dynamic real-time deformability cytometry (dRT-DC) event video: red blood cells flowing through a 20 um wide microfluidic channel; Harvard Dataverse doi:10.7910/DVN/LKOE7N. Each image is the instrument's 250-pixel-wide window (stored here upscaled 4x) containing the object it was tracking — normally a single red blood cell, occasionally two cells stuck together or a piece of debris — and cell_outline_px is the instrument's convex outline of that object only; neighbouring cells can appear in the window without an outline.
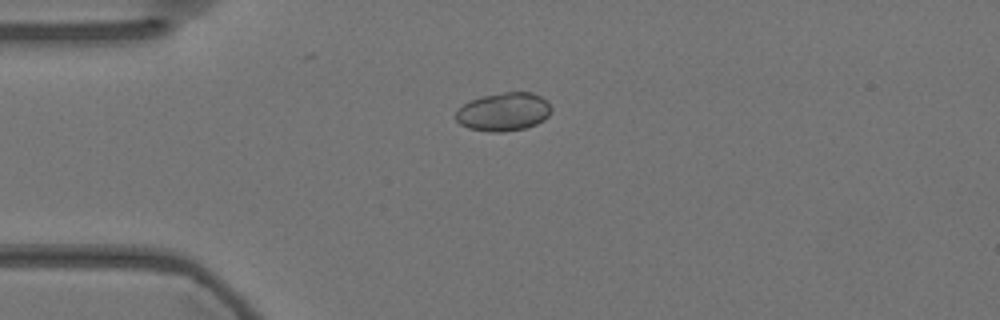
{"species": "Egyptian fruit bat (a non-hibernating species)", "species_latin": "Rousettus aegyptiacus", "temperature_condition": "warm", "stored_images_in_passage": 39, "camera_frame_rate_fps": 3000, "um_per_image_px": 0.085, "animal": {"sex": "female"}, "frame": {"image": 1, "passage_image": 1, "time_ms": 0.0, "image_size_px": [1000, 320], "cell_outline_px": [[552, 112], [544, 120], [536, 124], [524, 128], [504, 132], [488, 132], [468, 128], [460, 124], [456, 120], [456, 112], [464, 104], [480, 96], [504, 92], [532, 92], [548, 100], [552, 108]], "centroid_in_image_um": [42.84, 9.5], "position_along_channel_um": 42.2, "area_um2": 21.5}}
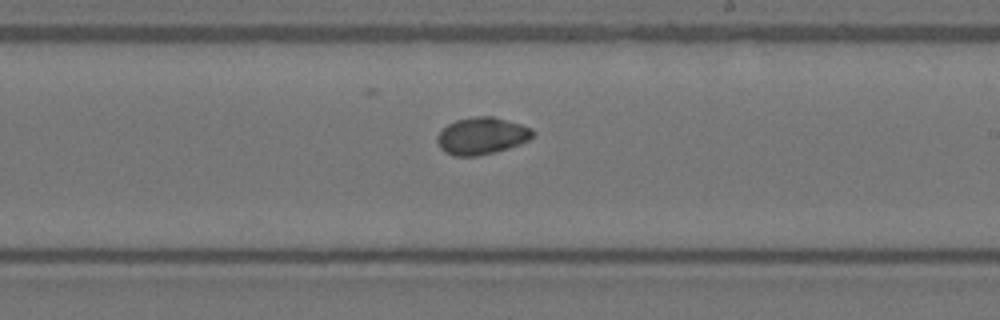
{"frame": {"image": 2, "passage_image": 20, "time_ms": 6.333, "image_size_px": [1000, 320], "cell_outline_px": [[536, 132], [528, 140], [520, 144], [508, 148], [476, 156], [452, 156], [444, 152], [440, 148], [436, 140], [436, 136], [448, 124], [456, 120], [476, 116], [492, 116], [520, 124], [532, 128]], "centroid_in_image_um": [40.93, 11.55], "position_along_channel_um": 248.1, "area_um2": 20.58}}
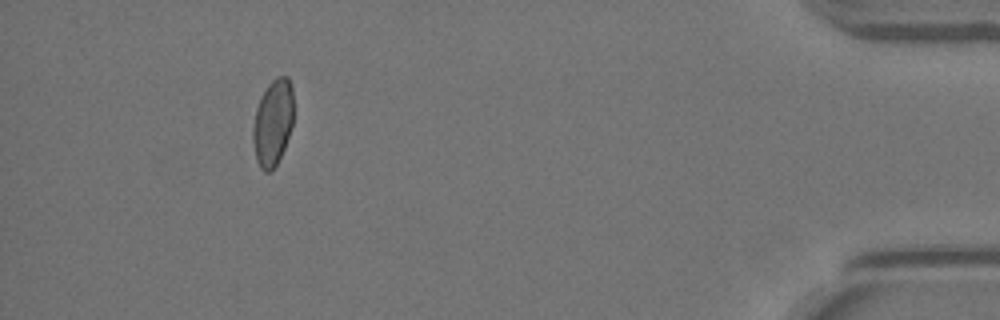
{"frame": {"image": 3, "passage_image": 39, "time_ms": 12.667, "image_size_px": [1000, 320], "cell_outline_px": [[292, 124], [284, 148], [276, 164], [268, 172], [264, 172], [260, 168], [256, 160], [252, 140], [252, 128], [256, 108], [260, 96], [268, 84], [276, 76], [288, 76], [292, 84]], "centroid_in_image_um": [23.16, 10.39], "position_along_channel_um": 412.0, "area_um2": 20.46}}